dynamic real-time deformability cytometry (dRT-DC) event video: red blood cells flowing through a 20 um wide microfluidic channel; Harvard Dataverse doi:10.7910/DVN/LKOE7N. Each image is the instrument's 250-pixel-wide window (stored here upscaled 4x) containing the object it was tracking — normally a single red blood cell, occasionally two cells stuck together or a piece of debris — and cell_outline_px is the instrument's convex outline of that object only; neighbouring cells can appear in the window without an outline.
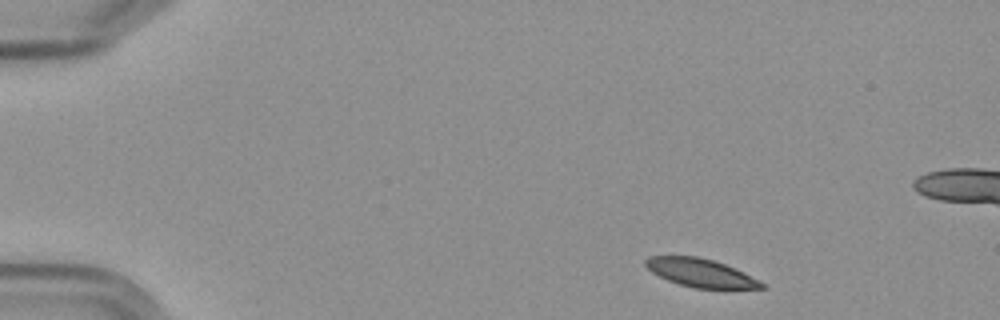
{"species": "Egyptian fruit bat (a non-hibernating species)", "species_latin": "Rousettus aegyptiacus", "temperature_condition": "cold", "stored_images_in_passage": 6, "camera_frame_rate_fps": 3000, "um_per_image_px": 0.085, "frame": {"image": 1, "passage_image": 1, "time_ms": 0.0, "image_size_px": [1000, 320], "cell_outline_px": [[764, 288], [692, 288], [668, 280], [652, 272], [644, 264], [644, 260], [648, 256], [696, 256], [712, 260], [724, 264], [744, 272], [764, 284]], "centroid_in_image_um": [59.51, 23.18], "position_along_channel_um": 25.5, "area_um2": 18.79}}
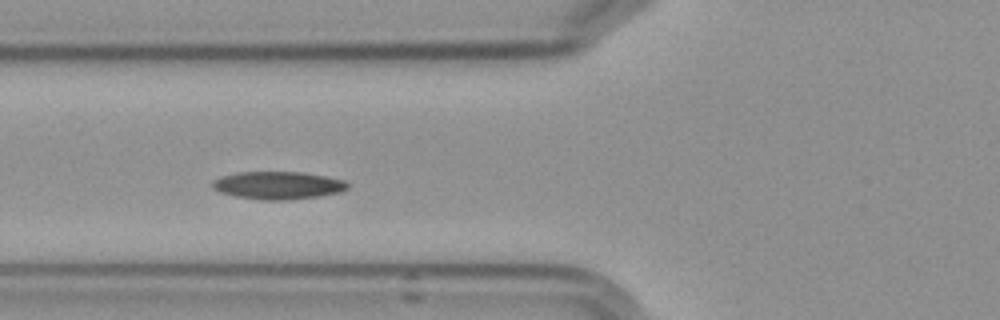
{"frame": {"image": 2, "passage_image": 5, "time_ms": 4.667, "image_size_px": [1000, 320], "cell_outline_px": [[348, 188], [340, 192], [320, 196], [288, 200], [260, 200], [236, 196], [220, 192], [212, 188], [212, 180], [220, 176], [236, 172], [304, 172], [344, 180], [348, 184]], "centroid_in_image_um": [23.6, 15.75], "position_along_channel_um": 102.2, "area_um2": 21.96}}
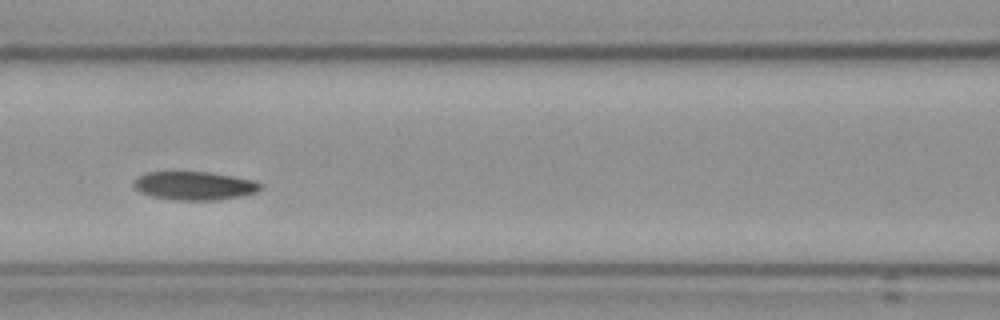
{"frame": {"image": 3, "passage_image": 6, "time_ms": 6.0, "image_size_px": [1000, 320], "cell_outline_px": [[260, 188], [256, 192], [240, 196], [216, 200], [172, 200], [152, 196], [140, 192], [132, 184], [132, 180], [148, 172], [208, 172], [256, 180], [260, 184]], "centroid_in_image_um": [16.5, 15.79], "position_along_channel_um": 150.1, "area_um2": 20.92}}